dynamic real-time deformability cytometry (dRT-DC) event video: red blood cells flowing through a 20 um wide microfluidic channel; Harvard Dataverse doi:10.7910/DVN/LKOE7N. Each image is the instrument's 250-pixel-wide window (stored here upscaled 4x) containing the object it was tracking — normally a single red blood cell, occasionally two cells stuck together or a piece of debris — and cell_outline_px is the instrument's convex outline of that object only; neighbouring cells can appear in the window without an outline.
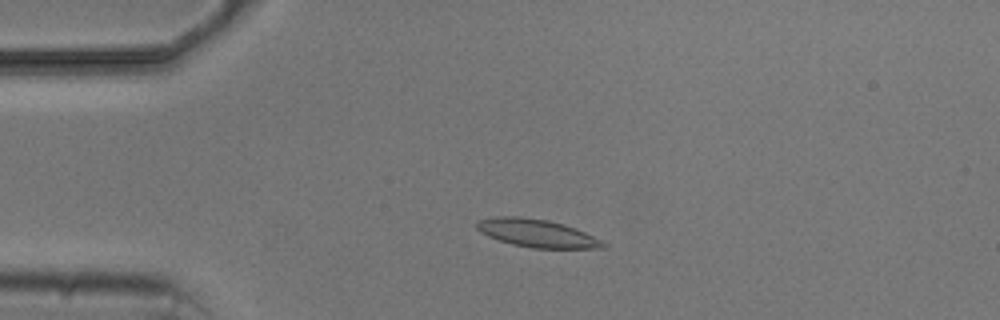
{"species": "common noctule bat (a hibernating species)", "species_latin": "Nyctalus noctula", "temperature_condition": "cold", "stored_images_in_passage": 5, "camera_frame_rate_fps": 3000, "um_per_image_px": 0.085, "animal": {"sex": "male", "body_mass_g": 20.5, "forearm_length_mm": 52.5}, "frame": {"image": 1, "passage_image": 3, "time_ms": 2.333, "image_size_px": [1000, 320], "cell_outline_px": [[608, 248], [532, 248], [512, 244], [488, 236], [480, 232], [476, 228], [476, 224], [480, 220], [496, 216], [520, 216], [548, 220], [564, 224], [576, 228], [608, 244]], "centroid_in_image_um": [45.65, 19.82], "position_along_channel_um": 39.4, "area_um2": 20.52}}
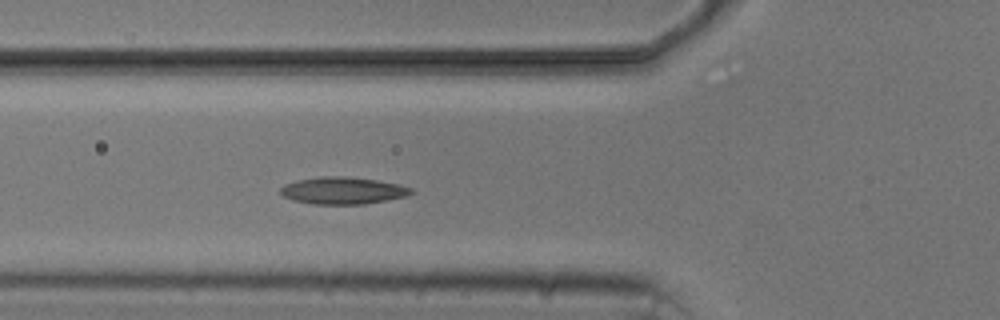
{"frame": {"image": 2, "passage_image": 5, "time_ms": 4.667, "image_size_px": [1000, 320], "cell_outline_px": [[416, 192], [408, 196], [364, 204], [312, 204], [292, 200], [284, 196], [280, 192], [280, 188], [284, 184], [296, 180], [320, 176], [344, 176], [376, 180], [396, 184], [412, 188]], "centroid_in_image_um": [29.13, 16.2], "position_along_channel_um": 96.7, "area_um2": 20.69}}